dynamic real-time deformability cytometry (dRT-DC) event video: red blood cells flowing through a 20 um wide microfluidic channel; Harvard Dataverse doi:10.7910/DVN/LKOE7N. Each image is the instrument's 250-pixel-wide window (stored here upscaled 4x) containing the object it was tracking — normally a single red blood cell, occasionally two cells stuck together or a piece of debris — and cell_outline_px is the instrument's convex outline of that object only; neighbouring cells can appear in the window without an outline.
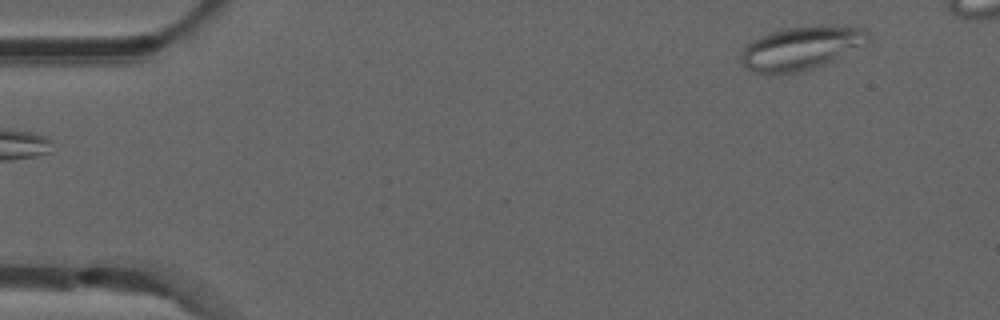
{"species": "common noctule bat (a hibernating species)", "species_latin": "Nyctalus noctula", "temperature_condition": "room temperature", "stored_images_in_passage": 45, "camera_frame_rate_fps": 3000, "um_per_image_px": 0.085, "animal": {"sex": "male", "forearm_length_mm": 52.5}, "frame": {"image": 1, "passage_image": 1, "time_ms": 0.0, "image_size_px": [1000, 320], "cell_outline_px": [[868, 40], [832, 60], [824, 64], [812, 68], [796, 72], [768, 76], [756, 72], [748, 68], [740, 60], [740, 52], [752, 40], [768, 32], [788, 28], [820, 24], [864, 28], [868, 32]], "centroid_in_image_um": [68.01, 4.08], "position_along_channel_um": 17.0, "area_um2": 31.91}}
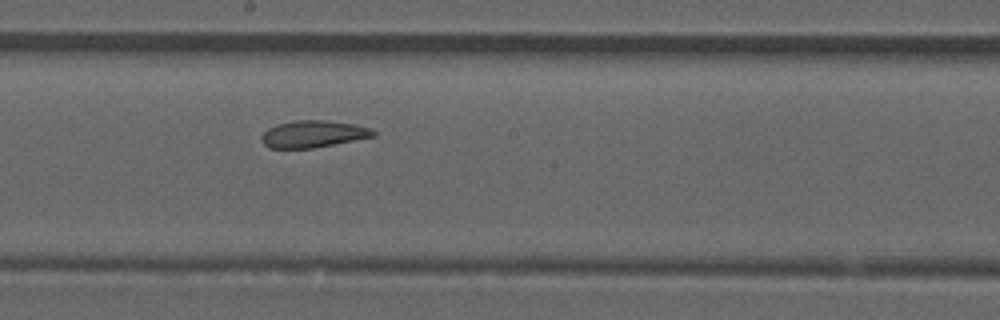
{"frame": {"image": 2, "passage_image": 25, "time_ms": 8.0, "image_size_px": [1000, 320], "cell_outline_px": [[376, 136], [312, 148], [268, 148], [260, 140], [260, 136], [268, 128], [276, 124], [296, 120], [328, 120], [356, 124], [372, 128], [376, 132]], "centroid_in_image_um": [26.62, 11.38], "position_along_channel_um": 221.6, "area_um2": 17.74}}
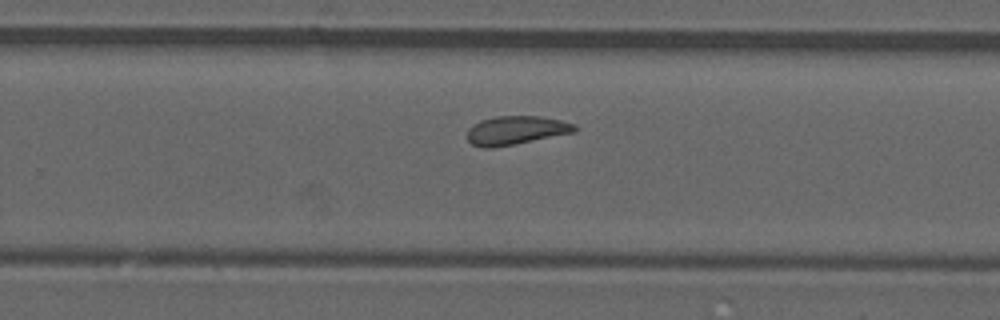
{"frame": {"image": 3, "passage_image": 30, "time_ms": 9.667, "image_size_px": [1000, 320], "cell_outline_px": [[576, 132], [492, 148], [484, 148], [472, 144], [468, 140], [468, 128], [472, 124], [480, 120], [496, 116], [540, 116], [560, 120], [576, 124]], "centroid_in_image_um": [43.84, 11.07], "position_along_channel_um": 286.0, "area_um2": 17.92}, "authors_computed_cell_mechanics": {"area_um2": 18.496, "velocity_mm_per_s": 3.8836, "shape_relaxation_time_tau1_ms": null, "shape_relaxation_time_tau2_ms": 2.5119, "deformation_change_tau1": null, "deformation_change_tau2": 0.0881}}